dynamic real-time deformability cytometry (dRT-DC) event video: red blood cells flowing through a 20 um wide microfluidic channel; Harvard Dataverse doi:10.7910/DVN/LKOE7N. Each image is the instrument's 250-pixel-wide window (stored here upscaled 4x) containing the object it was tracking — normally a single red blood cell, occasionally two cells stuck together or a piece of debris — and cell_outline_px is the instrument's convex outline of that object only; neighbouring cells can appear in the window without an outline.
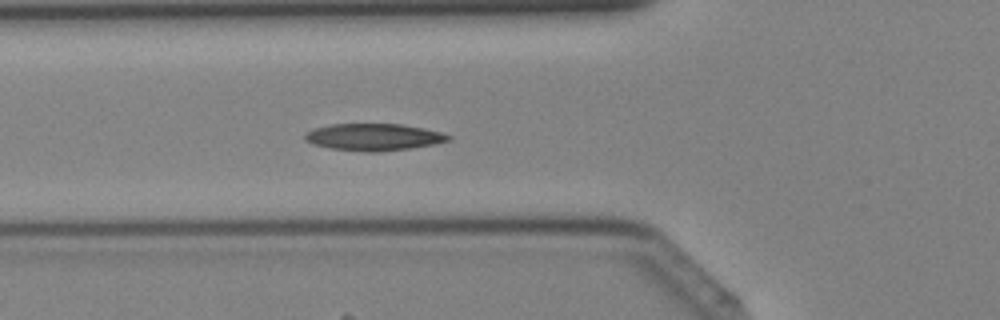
{"species": "Egyptian fruit bat (a non-hibernating species)", "species_latin": "Rousettus aegyptiacus", "temperature_condition": "cold", "stored_images_in_passage": 42, "camera_frame_rate_fps": 3000, "um_per_image_px": 0.085, "animal": {"sex": "female"}, "frame": {"image": 1, "passage_image": 15, "time_ms": 4.667, "image_size_px": [1000, 320], "cell_outline_px": [[452, 136], [448, 140], [436, 144], [412, 148], [376, 152], [364, 152], [328, 148], [312, 144], [304, 140], [304, 136], [308, 132], [316, 128], [332, 124], [400, 124], [440, 132]], "centroid_in_image_um": [31.74, 11.66], "position_along_channel_um": 94.1, "area_um2": 22.43}}
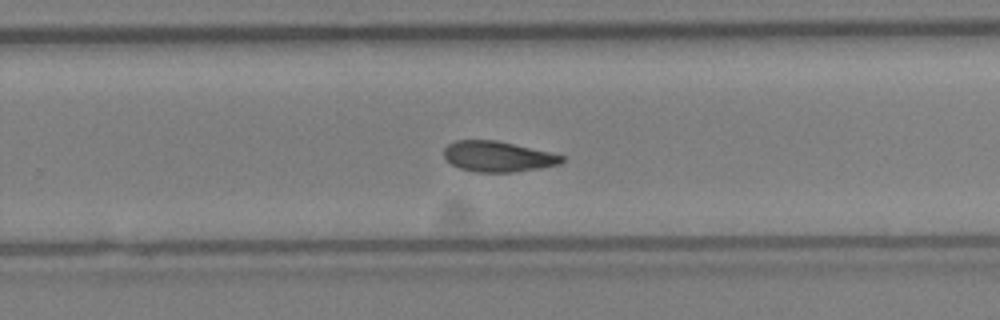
{"frame": {"image": 2, "passage_image": 27, "time_ms": 8.667, "image_size_px": [1000, 320], "cell_outline_px": [[564, 160], [560, 164], [540, 168], [512, 172], [476, 172], [460, 168], [452, 164], [444, 156], [444, 148], [448, 144], [456, 140], [496, 140], [548, 152], [564, 156]], "centroid_in_image_um": [42.3, 13.3], "position_along_channel_um": 287.5, "area_um2": 20.75}}
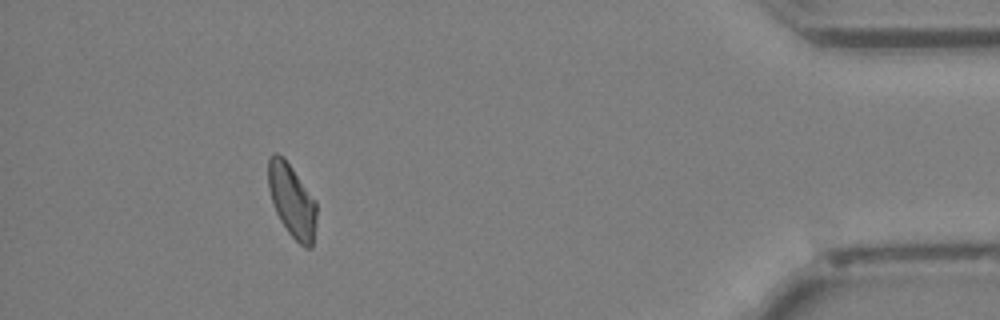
{"frame": {"image": 3, "passage_image": 38, "time_ms": 12.333, "image_size_px": [1000, 320], "cell_outline_px": [[316, 224], [312, 248], [304, 248], [288, 232], [280, 220], [272, 204], [268, 188], [268, 160], [276, 152], [284, 156], [316, 200]], "centroid_in_image_um": [24.82, 17.05], "position_along_channel_um": 410.4, "area_um2": 20.81}}